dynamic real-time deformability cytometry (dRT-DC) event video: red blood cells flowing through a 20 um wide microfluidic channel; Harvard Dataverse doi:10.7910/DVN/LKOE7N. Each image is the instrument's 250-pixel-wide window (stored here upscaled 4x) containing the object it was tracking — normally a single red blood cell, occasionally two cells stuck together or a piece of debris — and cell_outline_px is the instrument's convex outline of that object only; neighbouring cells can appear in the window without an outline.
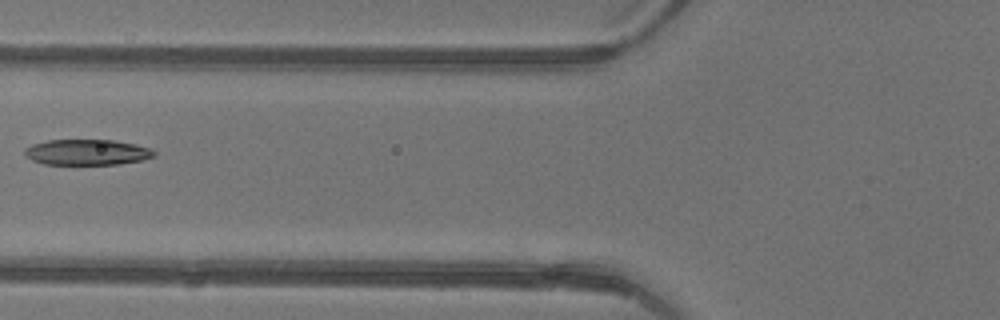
{"species": "common noctule bat (a hibernating species)", "species_latin": "Nyctalus noctula", "temperature_condition": "warm", "stored_images_in_passage": 4, "camera_frame_rate_fps": 3000, "um_per_image_px": 0.085, "animal": {"sex": "female"}, "frame": {"image": 1, "passage_image": 4, "time_ms": 1.0, "image_size_px": [1000, 320], "cell_outline_px": [[156, 156], [144, 160], [116, 164], [44, 164], [32, 160], [24, 152], [24, 148], [32, 144], [48, 140], [112, 140], [136, 144], [148, 148], [156, 152]], "centroid_in_image_um": [7.41, 12.94], "position_along_channel_um": 118.4, "area_um2": 19.31}}